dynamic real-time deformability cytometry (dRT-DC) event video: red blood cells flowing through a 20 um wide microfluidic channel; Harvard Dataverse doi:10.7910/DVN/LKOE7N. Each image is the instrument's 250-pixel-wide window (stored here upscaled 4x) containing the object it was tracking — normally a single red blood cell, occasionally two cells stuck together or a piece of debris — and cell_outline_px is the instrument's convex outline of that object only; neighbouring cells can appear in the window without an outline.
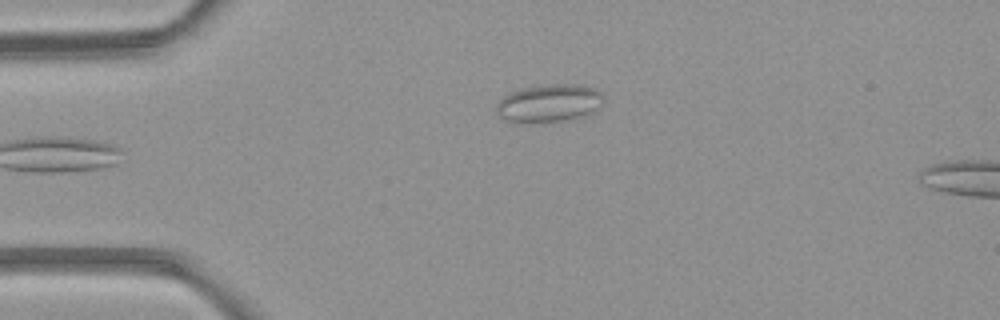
{"species": "common noctule bat (a hibernating species)", "species_latin": "Nyctalus noctula", "temperature_condition": "room temperature", "stored_images_in_passage": 3, "camera_frame_rate_fps": 3000, "um_per_image_px": 0.085, "animal": {"sex": "female", "body_mass_g": 21.9}, "frame": {"image": 1, "passage_image": 3, "time_ms": 2.333, "image_size_px": [1000, 320], "cell_outline_px": [[600, 96], [596, 108], [592, 112], [580, 116], [560, 120], [528, 124], [508, 120], [500, 116], [496, 112], [496, 104], [504, 96], [512, 92], [524, 88], [552, 84], [580, 84], [592, 88], [600, 92]], "centroid_in_image_um": [46.58, 8.77], "position_along_channel_um": 38.4, "area_um2": 22.95}}